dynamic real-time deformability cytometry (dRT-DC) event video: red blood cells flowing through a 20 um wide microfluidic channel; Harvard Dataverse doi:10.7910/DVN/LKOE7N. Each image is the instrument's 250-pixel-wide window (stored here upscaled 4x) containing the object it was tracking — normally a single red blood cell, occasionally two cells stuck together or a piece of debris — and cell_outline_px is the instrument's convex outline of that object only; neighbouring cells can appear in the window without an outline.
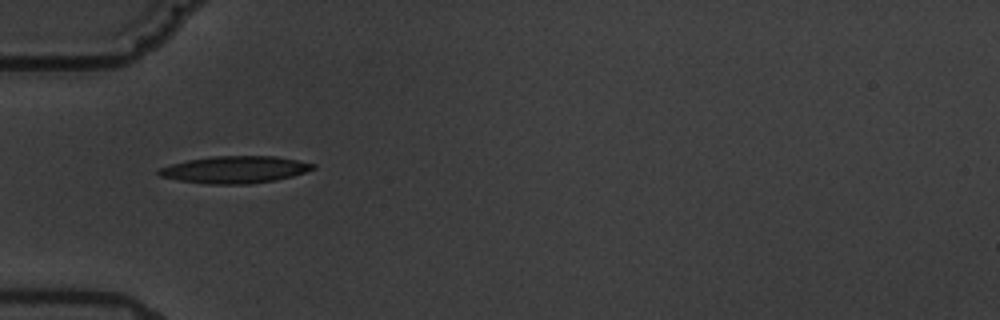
{"species": "common noctule bat (a hibernating species)", "species_latin": "Nyctalus noctula", "temperature_condition": "warm", "stored_images_in_passage": 7, "camera_frame_rate_fps": 3000, "um_per_image_px": 0.085, "animal": {"sex": "male", "body_mass_g": 19.5, "forearm_length_mm": 54.6}, "frame": {"image": 1, "passage_image": 6, "time_ms": 6.0, "image_size_px": [1000, 320], "cell_outline_px": [[316, 168], [292, 176], [276, 180], [248, 184], [208, 184], [180, 180], [160, 176], [156, 172], [156, 168], [188, 160], [208, 156], [276, 156], [316, 164]], "centroid_in_image_um": [19.95, 14.41], "position_along_channel_um": 65.1, "area_um2": 24.33}}
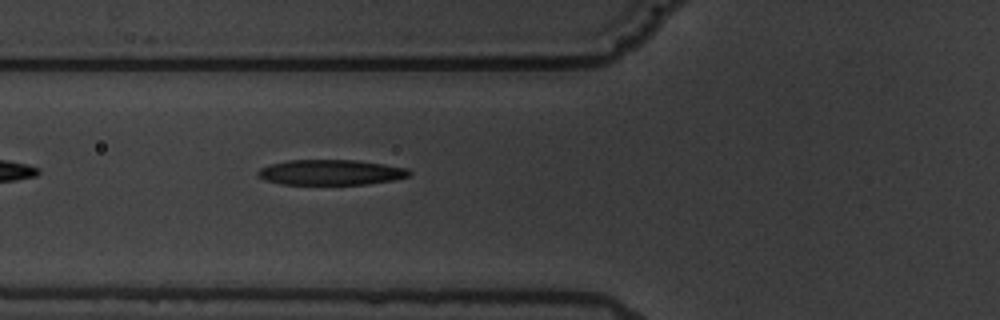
{"frame": {"image": 2, "passage_image": 7, "time_ms": 7.0, "image_size_px": [1000, 320], "cell_outline_px": [[412, 176], [392, 180], [368, 184], [280, 184], [268, 180], [260, 176], [256, 172], [260, 168], [268, 164], [288, 160], [356, 160], [384, 164], [408, 168], [412, 172]], "centroid_in_image_um": [28.16, 14.64], "position_along_channel_um": 97.6, "area_um2": 22.37}}